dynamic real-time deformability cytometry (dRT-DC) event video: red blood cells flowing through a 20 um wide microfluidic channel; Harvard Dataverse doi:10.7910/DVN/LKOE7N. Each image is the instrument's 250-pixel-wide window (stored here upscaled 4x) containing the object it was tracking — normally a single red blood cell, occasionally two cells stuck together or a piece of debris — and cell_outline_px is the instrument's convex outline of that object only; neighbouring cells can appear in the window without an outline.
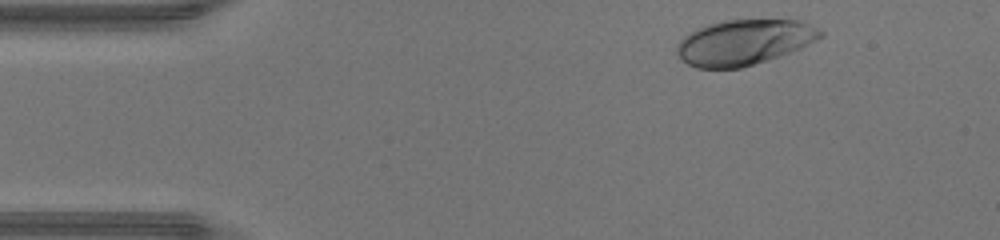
{"species": "human", "species_latin": "Homo sapiens", "temperature_condition": "warm", "stored_images_in_passage": 36, "camera_frame_rate_fps": 3000, "um_per_image_px": 0.085, "donor": {"sex": "male"}, "frame": {"image": 1, "passage_image": 2, "time_ms": 0.333, "image_size_px": [1000, 240], "cell_outline_px": [[824, 36], [800, 48], [780, 56], [768, 60], [740, 68], [696, 68], [688, 64], [676, 52], [676, 44], [684, 36], [696, 28], [708, 24], [724, 20], [796, 20], [808, 24], [824, 32]], "centroid_in_image_um": [63.23, 3.59], "position_along_channel_um": 21.8, "area_um2": 37.8}}
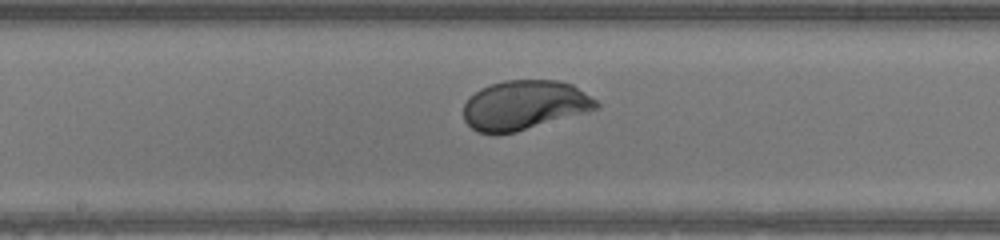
{"frame": {"image": 2, "passage_image": 20, "time_ms": 6.333, "image_size_px": [1000, 240], "cell_outline_px": [[600, 108], [588, 112], [516, 132], [496, 136], [476, 132], [464, 120], [464, 104], [468, 96], [480, 88], [504, 80], [560, 80], [572, 84], [596, 100], [600, 104]], "centroid_in_image_um": [44.55, 8.95], "position_along_channel_um": 203.6, "area_um2": 38.84}}
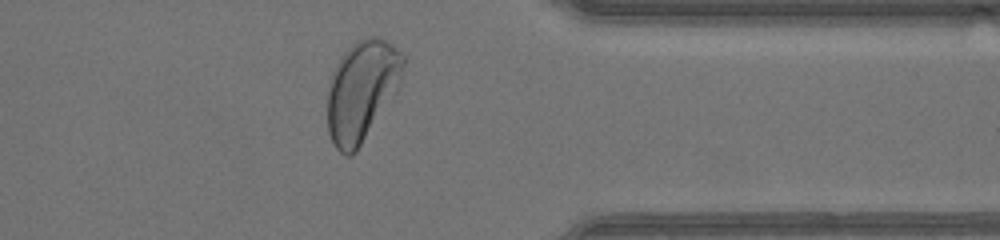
{"frame": {"image": 3, "passage_image": 33, "time_ms": 10.667, "image_size_px": [1000, 240], "cell_outline_px": [[404, 64], [400, 88], [356, 152], [348, 156], [344, 156], [332, 144], [328, 132], [328, 92], [332, 72], [340, 56], [356, 40], [364, 36], [376, 36], [392, 44], [404, 56]], "centroid_in_image_um": [30.76, 7.7], "position_along_channel_um": 380.6, "area_um2": 44.85}, "authors_computed_cell_mechanics": {"area_um2": 38.5237, "velocity_mm_per_s": 4.3711, "shape_relaxation_time_tau1_ms": 1.6997, "shape_relaxation_time_tau2_ms": null, "deformation_change_tau1": 0.1704, "deformation_change_tau2": null}}